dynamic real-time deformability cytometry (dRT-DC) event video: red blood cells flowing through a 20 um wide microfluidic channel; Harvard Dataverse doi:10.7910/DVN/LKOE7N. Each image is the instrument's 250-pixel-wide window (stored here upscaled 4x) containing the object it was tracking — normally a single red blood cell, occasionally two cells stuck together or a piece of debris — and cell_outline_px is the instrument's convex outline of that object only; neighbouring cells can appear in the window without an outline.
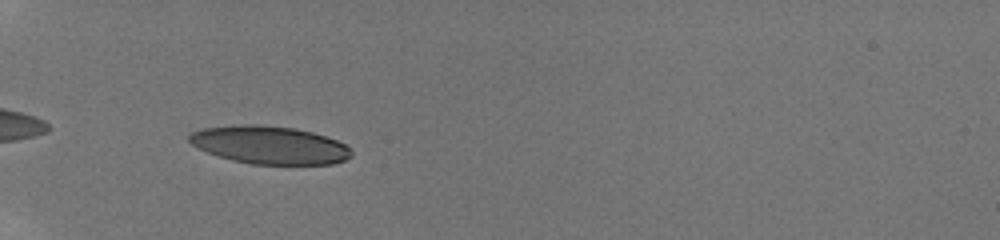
{"species": "human", "species_latin": "Homo sapiens", "temperature_condition": "room temperature", "stored_images_in_passage": 5, "camera_frame_rate_fps": 3000, "um_per_image_px": 0.085, "donor": {"sex": "male"}, "frame": {"image": 1, "passage_image": 4, "time_ms": 0.667, "image_size_px": [1000, 240], "cell_outline_px": [[352, 156], [344, 160], [332, 164], [252, 164], [232, 160], [208, 152], [192, 144], [188, 140], [188, 136], [192, 132], [204, 128], [236, 124], [252, 124], [296, 128], [312, 132], [336, 140], [352, 148]], "centroid_in_image_um": [22.93, 12.32], "position_along_channel_um": 62.1, "area_um2": 35.72}}